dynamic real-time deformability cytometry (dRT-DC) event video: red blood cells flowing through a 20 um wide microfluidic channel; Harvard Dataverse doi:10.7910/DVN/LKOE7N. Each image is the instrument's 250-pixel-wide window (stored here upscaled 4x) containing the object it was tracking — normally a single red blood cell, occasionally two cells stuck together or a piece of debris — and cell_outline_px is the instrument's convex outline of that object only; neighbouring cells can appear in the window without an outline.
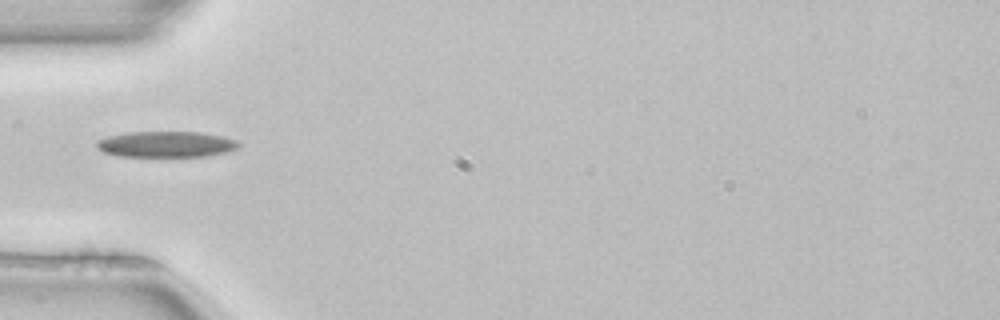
{"species": "common noctule bat (a hibernating species)", "species_latin": "Nyctalus noctula", "temperature_condition": "room temperature", "stored_images_in_passage": 1, "camera_frame_rate_fps": 3000, "um_per_image_px": 0.085, "animal": {"sex": "female", "body_mass_g": 22.7, "forearm_length_mm": 54.2}, "frame": {"image": 1, "passage_image": 1, "time_ms": 0.0, "image_size_px": [1000, 320], "cell_outline_px": [[240, 144], [236, 148], [224, 152], [204, 156], [116, 156], [104, 152], [96, 148], [96, 140], [128, 132], [200, 132], [224, 136], [236, 140]], "centroid_in_image_um": [14.1, 12.26], "position_along_channel_um": 70.9, "area_um2": 21.27}}